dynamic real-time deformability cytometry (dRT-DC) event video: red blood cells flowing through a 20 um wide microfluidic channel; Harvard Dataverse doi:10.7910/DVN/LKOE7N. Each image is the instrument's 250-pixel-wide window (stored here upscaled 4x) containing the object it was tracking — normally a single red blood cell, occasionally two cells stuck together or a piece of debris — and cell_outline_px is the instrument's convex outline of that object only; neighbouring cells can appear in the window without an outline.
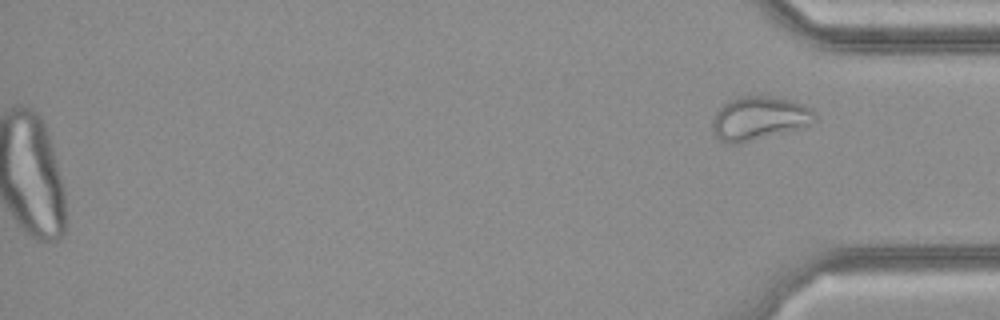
{"species": "common noctule bat (a hibernating species)", "species_latin": "Nyctalus noctula", "temperature_condition": "cold", "stored_images_in_passage": 37, "camera_frame_rate_fps": 3000, "um_per_image_px": 0.085, "animal": {"sex": "female", "body_mass_g": 21.9}, "frame": {"image": 1, "passage_image": 37, "time_ms": 12.0, "image_size_px": [1000, 320], "cell_outline_px": [[816, 120], [812, 124], [740, 144], [724, 144], [716, 136], [712, 128], [712, 120], [716, 112], [724, 104], [732, 100], [744, 96], [768, 96], [792, 100], [804, 104], [812, 108], [816, 112]], "centroid_in_image_um": [64.54, 10.06], "position_along_channel_um": 370.7, "area_um2": 26.01}}